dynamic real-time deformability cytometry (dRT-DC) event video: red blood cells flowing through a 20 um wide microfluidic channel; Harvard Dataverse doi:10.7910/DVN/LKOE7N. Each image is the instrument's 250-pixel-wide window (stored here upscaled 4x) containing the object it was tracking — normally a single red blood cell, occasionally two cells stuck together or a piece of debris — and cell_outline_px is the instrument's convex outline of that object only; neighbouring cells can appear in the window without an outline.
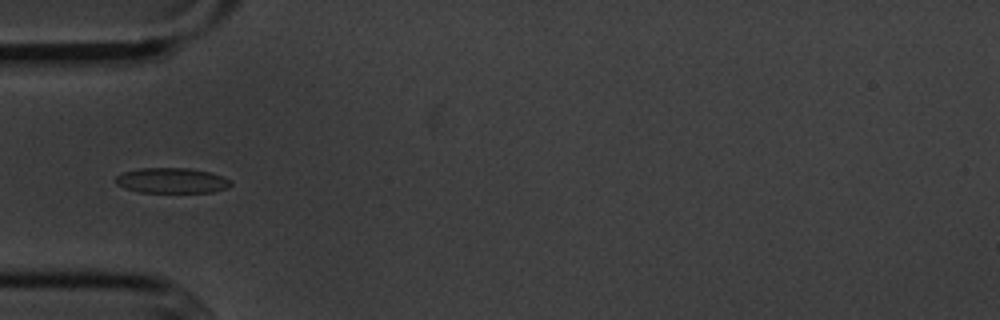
{"species": "common noctule bat (a hibernating species)", "species_latin": "Nyctalus noctula", "temperature_condition": "cold", "stored_images_in_passage": 11, "camera_frame_rate_fps": 3000, "um_per_image_px": 0.085, "animal": {"sex": "male", "body_mass_g": 20.1, "forearm_length_mm": 53.5}, "frame": {"image": 1, "passage_image": 5, "time_ms": 5.667, "image_size_px": [1000, 320], "cell_outline_px": [[232, 184], [228, 188], [212, 192], [140, 192], [124, 188], [116, 184], [116, 176], [120, 172], [140, 168], [188, 168], [208, 172], [224, 176], [232, 180]], "centroid_in_image_um": [14.6, 15.34], "position_along_channel_um": 70.4, "area_um2": 17.11}}
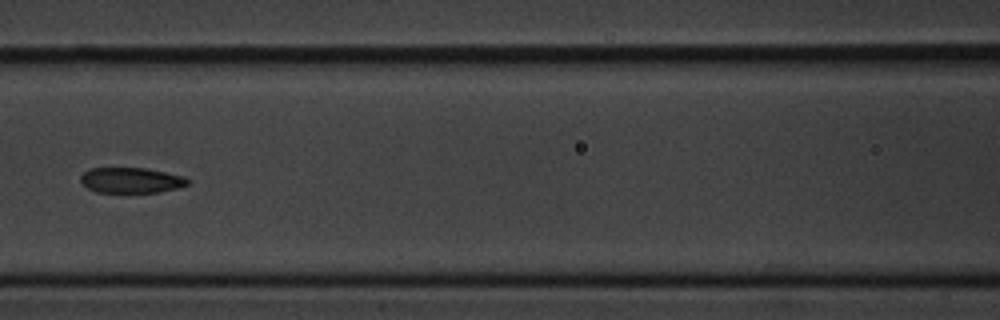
{"frame": {"image": 2, "passage_image": 7, "time_ms": 8.0, "image_size_px": [1000, 320], "cell_outline_px": [[188, 184], [176, 188], [160, 192], [96, 192], [88, 188], [80, 180], [80, 176], [84, 172], [92, 168], [144, 168], [184, 176], [188, 180]], "centroid_in_image_um": [11.13, 15.32], "position_along_channel_um": 155.5, "area_um2": 15.66}}
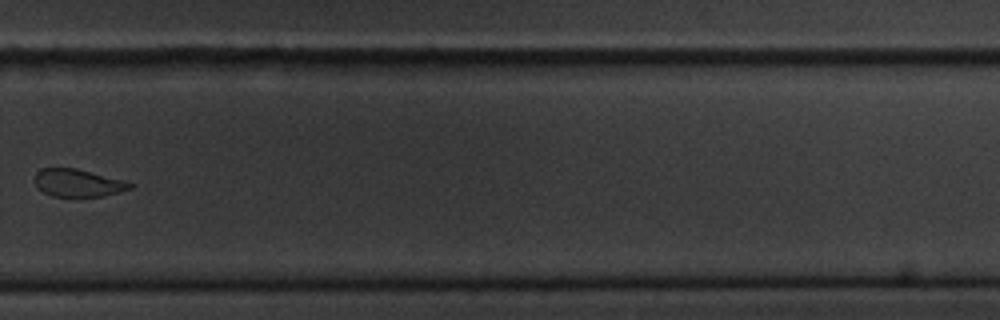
{"frame": {"image": 3, "passage_image": 11, "time_ms": 12.667, "image_size_px": [1000, 320], "cell_outline_px": [[132, 188], [120, 192], [104, 196], [76, 200], [52, 196], [44, 192], [36, 184], [36, 172], [40, 168], [76, 168], [120, 180], [132, 184]], "centroid_in_image_um": [6.6, 15.61], "position_along_channel_um": 323.2, "area_um2": 15.66}}